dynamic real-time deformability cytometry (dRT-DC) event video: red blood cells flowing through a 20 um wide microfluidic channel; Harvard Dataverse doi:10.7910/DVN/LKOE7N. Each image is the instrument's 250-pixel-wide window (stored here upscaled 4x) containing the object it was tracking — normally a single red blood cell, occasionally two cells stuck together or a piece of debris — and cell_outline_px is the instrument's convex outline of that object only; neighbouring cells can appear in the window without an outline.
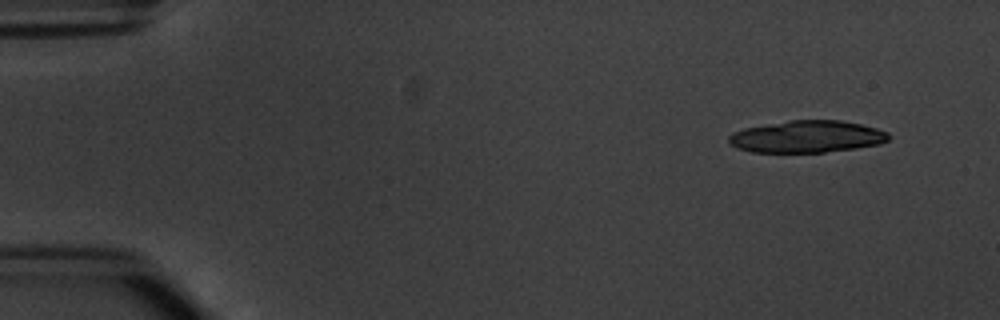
{"species": "common noctule bat (a hibernating species)", "species_latin": "Nyctalus noctula", "temperature_condition": "warm", "stored_images_in_passage": 5, "camera_frame_rate_fps": 3000, "um_per_image_px": 0.085, "animal": {"sex": "male", "body_mass_g": 20.1, "forearm_length_mm": 53.5}, "frame": {"image": 1, "passage_image": 2, "time_ms": 1.0, "image_size_px": [1000, 320], "cell_outline_px": [[892, 136], [888, 140], [880, 144], [856, 148], [824, 152], [752, 152], [736, 148], [728, 140], [728, 136], [732, 132], [744, 128], [788, 120], [840, 120], [860, 124], [876, 128], [888, 132]], "centroid_in_image_um": [68.6, 11.61], "position_along_channel_um": 16.4, "area_um2": 29.94}}